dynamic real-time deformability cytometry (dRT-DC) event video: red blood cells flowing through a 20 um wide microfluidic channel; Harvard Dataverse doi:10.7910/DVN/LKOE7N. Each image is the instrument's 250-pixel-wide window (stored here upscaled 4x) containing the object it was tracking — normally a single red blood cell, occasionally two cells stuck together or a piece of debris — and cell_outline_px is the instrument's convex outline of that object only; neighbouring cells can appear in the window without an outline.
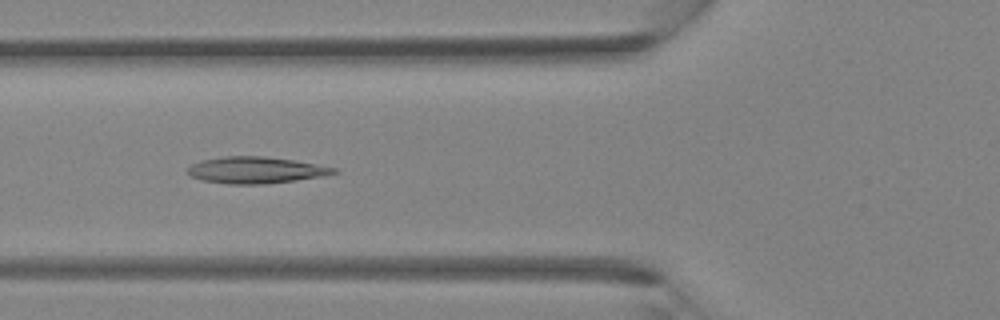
{"species": "Egyptian fruit bat (a non-hibernating species)", "species_latin": "Rousettus aegyptiacus", "temperature_condition": "room temperature", "stored_images_in_passage": 28, "camera_frame_rate_fps": 3000, "um_per_image_px": 0.085, "animal": {"sex": "female"}, "frame": {"image": 1, "passage_image": 6, "time_ms": 1.667, "image_size_px": [1000, 320], "cell_outline_px": [[340, 172], [324, 176], [296, 180], [264, 184], [228, 184], [200, 180], [192, 176], [188, 172], [188, 168], [192, 164], [200, 160], [224, 156], [264, 156], [292, 160], [336, 168]], "centroid_in_image_um": [21.73, 14.46], "position_along_channel_um": 104.1, "area_um2": 22.54}}
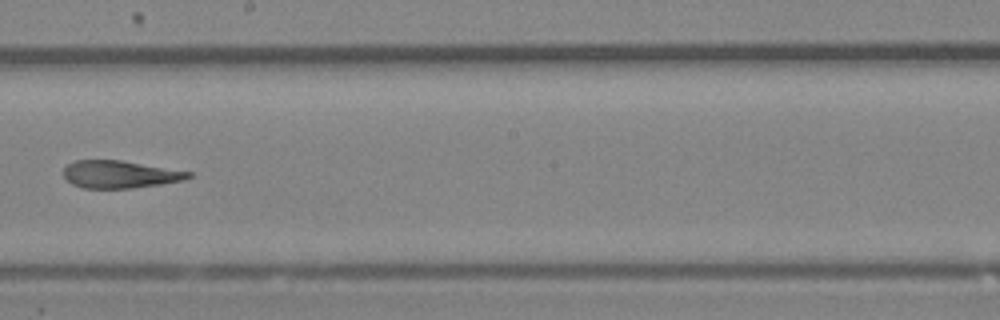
{"frame": {"image": 2, "passage_image": 14, "time_ms": 4.333, "image_size_px": [1000, 320], "cell_outline_px": [[192, 176], [184, 180], [160, 184], [132, 188], [84, 188], [72, 184], [64, 176], [64, 168], [68, 164], [76, 160], [120, 160], [192, 172]], "centroid_in_image_um": [10.19, 14.82], "position_along_channel_um": 238.0, "area_um2": 19.83}}
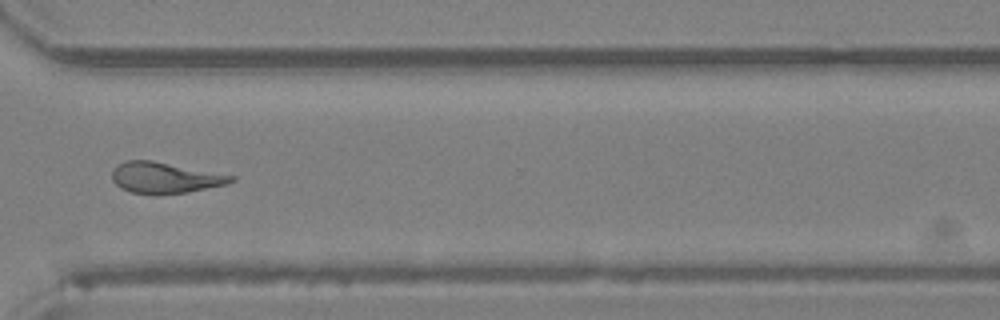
{"frame": {"image": 3, "passage_image": 21, "time_ms": 6.667, "image_size_px": [1000, 320], "cell_outline_px": [[236, 180], [228, 184], [188, 192], [132, 192], [120, 188], [112, 180], [112, 168], [116, 164], [124, 160], [152, 160], [236, 176]], "centroid_in_image_um": [14.01, 15.06], "position_along_channel_um": 356.6, "area_um2": 21.15}}